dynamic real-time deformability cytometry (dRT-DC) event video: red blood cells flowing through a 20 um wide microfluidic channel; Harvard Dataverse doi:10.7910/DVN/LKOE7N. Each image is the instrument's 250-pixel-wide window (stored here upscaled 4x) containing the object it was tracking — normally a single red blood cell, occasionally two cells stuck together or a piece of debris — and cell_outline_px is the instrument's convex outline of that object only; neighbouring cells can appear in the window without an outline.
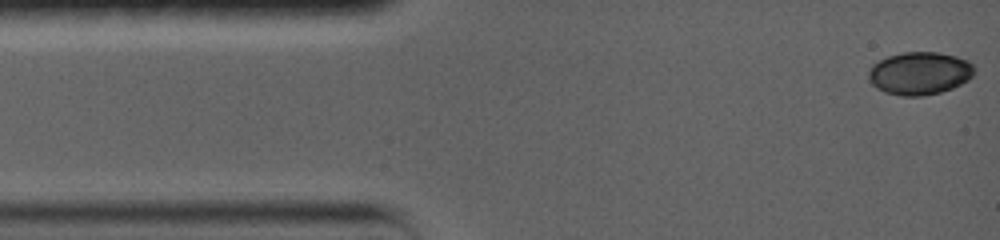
{"species": "common noctule bat (a hibernating species)", "species_latin": "Nyctalus noctula", "temperature_condition": "warm", "stored_images_in_passage": 35, "camera_frame_rate_fps": 5000, "um_per_image_px": 0.085, "animal": {"sex": "female", "body_mass_g": 19.0, "forearm_length_mm": 56.7}, "frame": {"image": 1, "passage_image": 1, "time_ms": 0.0, "image_size_px": [1000, 240], "cell_outline_px": [[976, 68], [972, 76], [968, 80], [952, 88], [940, 92], [924, 96], [900, 96], [884, 92], [876, 88], [868, 80], [868, 72], [872, 64], [888, 56], [904, 52], [936, 52], [956, 56], [968, 60]], "centroid_in_image_um": [78.16, 6.23], "position_along_channel_um": 6.8, "area_um2": 26.59}}
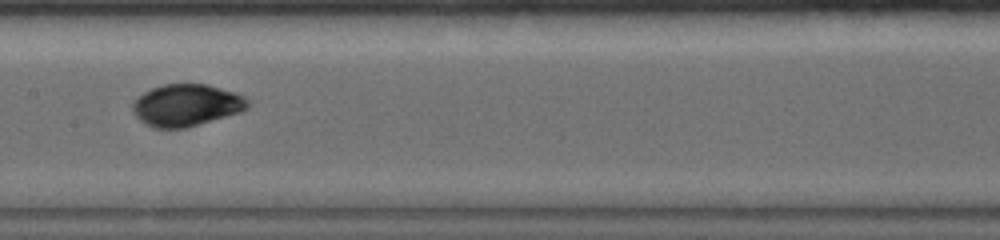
{"frame": {"image": 2, "passage_image": 16, "time_ms": 7.0, "image_size_px": [1000, 240], "cell_outline_px": [[248, 108], [240, 112], [184, 128], [156, 128], [140, 120], [132, 112], [132, 104], [144, 92], [160, 84], [208, 84], [236, 92], [244, 96], [248, 100]], "centroid_in_image_um": [15.85, 8.92], "position_along_channel_um": 191.5, "area_um2": 27.98}}
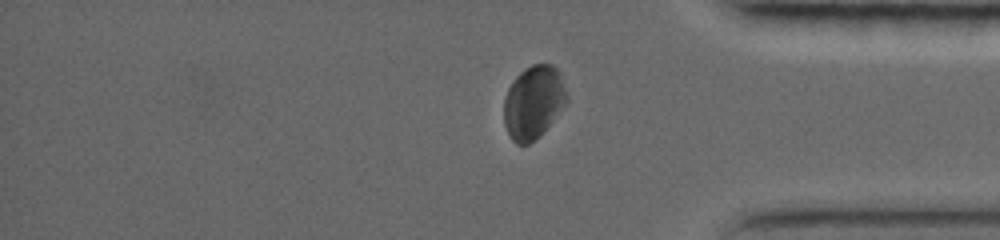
{"frame": {"image": 3, "passage_image": 30, "time_ms": 12.6, "image_size_px": [1000, 240], "cell_outline_px": [[568, 100], [540, 136], [536, 140], [528, 144], [516, 144], [512, 140], [504, 124], [504, 96], [512, 80], [524, 68], [532, 64], [552, 64], [560, 72], [568, 96]], "centroid_in_image_um": [45.33, 8.67], "position_along_channel_um": 389.9, "area_um2": 26.93}, "authors_computed_cell_mechanics": {"area_um2": 27.8018, "velocity_mm_per_s": 3.7268, "shape_relaxation_time_tau1_ms": 3.1944, "shape_relaxation_time_tau2_ms": 1.8351, "deformation_change_tau1": 0.0973, "deformation_change_tau2": 0.0266}}